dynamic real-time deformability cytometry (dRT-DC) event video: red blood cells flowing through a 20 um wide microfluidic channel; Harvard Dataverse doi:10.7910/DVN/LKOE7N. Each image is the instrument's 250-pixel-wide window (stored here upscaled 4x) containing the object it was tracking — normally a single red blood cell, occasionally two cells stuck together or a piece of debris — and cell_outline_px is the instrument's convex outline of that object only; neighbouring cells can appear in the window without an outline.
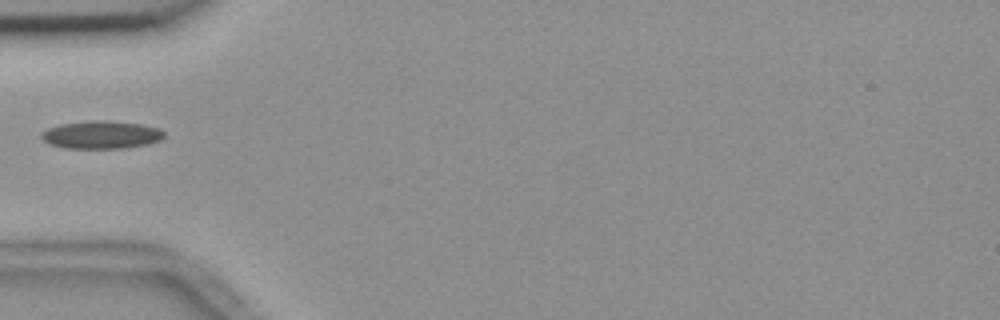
{"species": "common noctule bat (a hibernating species)", "species_latin": "Nyctalus noctula", "temperature_condition": "room temperature", "stored_images_in_passage": 8, "camera_frame_rate_fps": 3000, "um_per_image_px": 0.085, "animal": {"sex": "female", "body_mass_g": 18.4}, "frame": {"image": 1, "passage_image": 1, "time_ms": 0.0, "image_size_px": [1000, 320], "cell_outline_px": [[164, 136], [160, 140], [148, 144], [124, 148], [64, 148], [48, 144], [40, 136], [40, 132], [48, 128], [60, 124], [96, 120], [104, 120], [140, 124], [160, 128], [164, 132]], "centroid_in_image_um": [8.59, 11.46], "position_along_channel_um": 76.4, "area_um2": 19.94}}